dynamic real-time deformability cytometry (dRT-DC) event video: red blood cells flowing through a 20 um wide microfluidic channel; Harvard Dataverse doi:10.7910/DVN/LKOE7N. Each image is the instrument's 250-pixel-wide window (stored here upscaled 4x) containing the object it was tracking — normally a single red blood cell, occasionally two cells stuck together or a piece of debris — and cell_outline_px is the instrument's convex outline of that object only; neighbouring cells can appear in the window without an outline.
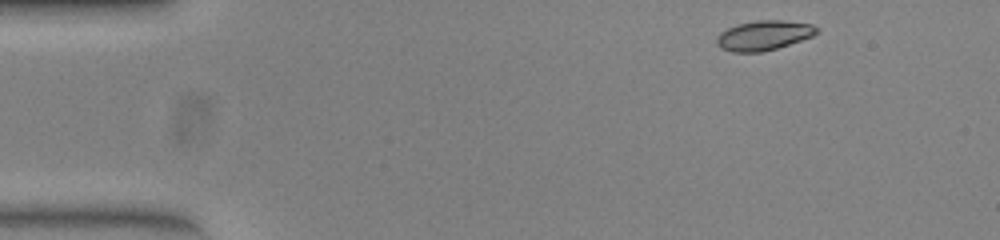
{"species": "common noctule bat (a hibernating species)", "species_latin": "Nyctalus noctula", "temperature_condition": "warm", "stored_images_in_passage": 47, "camera_frame_rate_fps": 3000, "um_per_image_px": 0.085, "animal": {"sex": "female", "body_mass_g": 23.0, "forearm_length_mm": 53.4}, "frame": {"image": 1, "passage_image": 1, "time_ms": 0.0, "image_size_px": [1000, 240], "cell_outline_px": [[820, 32], [812, 36], [776, 48], [760, 52], [732, 52], [720, 48], [716, 44], [716, 36], [720, 32], [736, 24], [756, 20], [780, 20], [812, 24], [820, 28]], "centroid_in_image_um": [64.9, 3.0], "position_along_channel_um": 20.1, "area_um2": 17.4}}
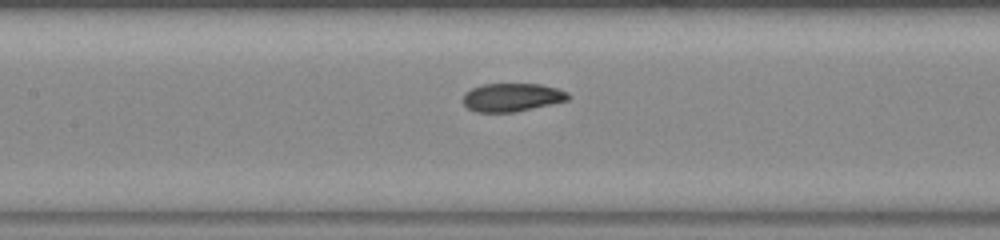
{"frame": {"image": 2, "passage_image": 19, "time_ms": 6.0, "image_size_px": [1000, 240], "cell_outline_px": [[572, 96], [568, 100], [516, 112], [476, 112], [468, 108], [460, 100], [464, 92], [472, 88], [484, 84], [540, 84], [556, 88], [568, 92]], "centroid_in_image_um": [43.49, 8.27], "position_along_channel_um": 163.9, "area_um2": 17.51}}
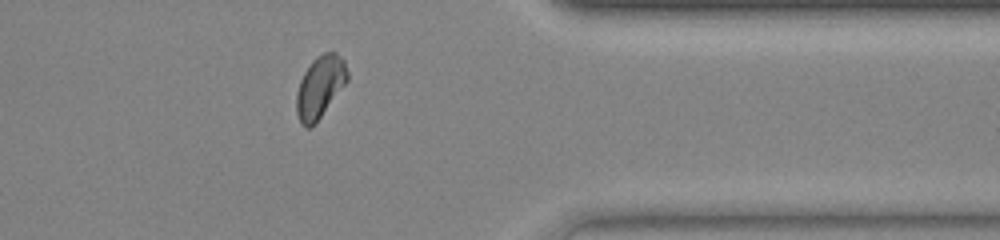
{"frame": {"image": 3, "passage_image": 37, "time_ms": 12.0, "image_size_px": [1000, 240], "cell_outline_px": [[348, 80], [320, 116], [308, 128], [304, 128], [300, 124], [296, 112], [296, 92], [300, 80], [304, 72], [312, 60], [316, 56], [324, 52], [336, 52], [344, 60], [348, 72]], "centroid_in_image_um": [27.18, 7.35], "position_along_channel_um": 384.2, "area_um2": 18.21}, "authors_computed_cell_mechanics": {"area_um2": 17.8024, "velocity_mm_per_s": 3.9161, "shape_relaxation_time_tau1_ms": 6.4284, "shape_relaxation_time_tau2_ms": 1.4746, "deformation_change_tau1": 0.1625, "deformation_change_tau2": 0.0531}}